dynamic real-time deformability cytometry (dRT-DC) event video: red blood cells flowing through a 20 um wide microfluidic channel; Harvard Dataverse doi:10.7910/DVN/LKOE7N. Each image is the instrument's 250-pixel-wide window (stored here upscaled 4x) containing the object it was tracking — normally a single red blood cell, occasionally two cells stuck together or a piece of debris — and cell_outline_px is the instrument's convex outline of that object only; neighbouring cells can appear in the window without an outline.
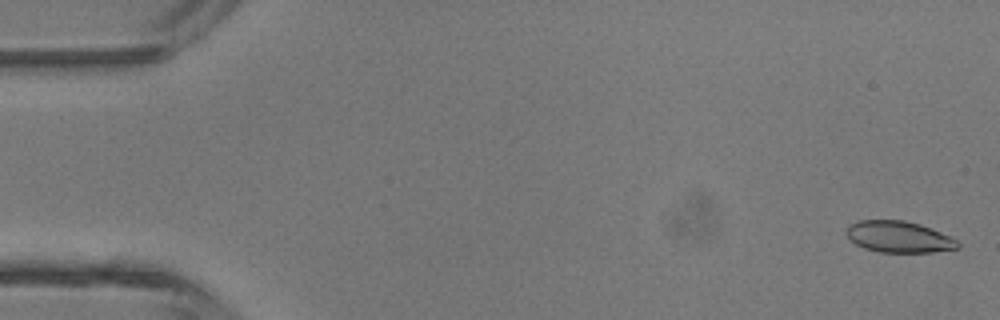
{"species": "common noctule bat (a hibernating species)", "species_latin": "Nyctalus noctula", "temperature_condition": "room temperature", "stored_images_in_passage": 45, "camera_frame_rate_fps": 3000, "um_per_image_px": 0.085, "animal": {"sex": "male", "body_mass_g": 13.3}, "frame": {"image": 1, "passage_image": 1, "time_ms": 0.0, "image_size_px": [1000, 320], "cell_outline_px": [[960, 248], [932, 252], [880, 252], [864, 248], [856, 244], [844, 232], [848, 224], [860, 220], [904, 220], [920, 224], [940, 232], [956, 240], [960, 244]], "centroid_in_image_um": [76.37, 20.13], "position_along_channel_um": 8.6, "area_um2": 20.35}}
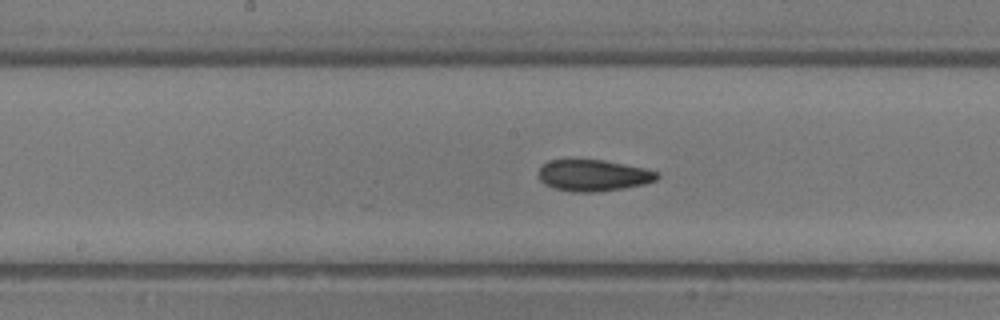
{"frame": {"image": 2, "passage_image": 23, "time_ms": 7.333, "image_size_px": [1000, 320], "cell_outline_px": [[660, 176], [656, 180], [644, 184], [624, 188], [592, 192], [572, 192], [552, 188], [544, 184], [540, 180], [540, 168], [548, 160], [604, 160], [644, 168], [656, 172]], "centroid_in_image_um": [50.42, 14.92], "position_along_channel_um": 197.8, "area_um2": 21.56}}
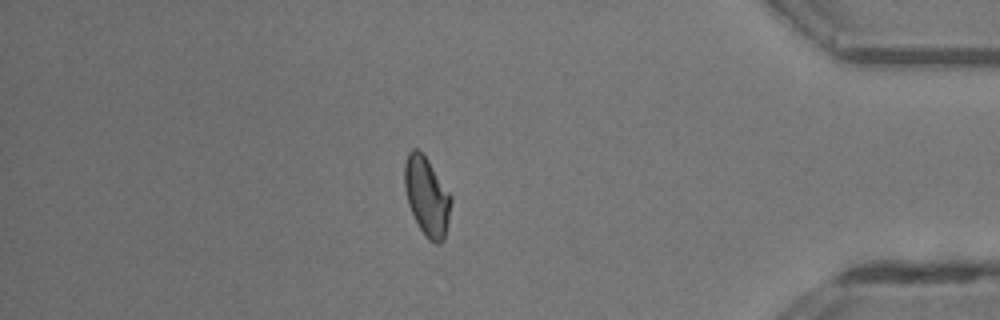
{"frame": {"image": 3, "passage_image": 39, "time_ms": 12.667, "image_size_px": [1000, 320], "cell_outline_px": [[452, 200], [444, 240], [440, 244], [436, 244], [428, 240], [424, 236], [408, 204], [404, 188], [404, 164], [408, 152], [412, 148], [416, 148], [428, 160], [452, 196]], "centroid_in_image_um": [36.27, 16.7], "position_along_channel_um": 398.9, "area_um2": 21.33}, "authors_computed_cell_mechanics": {"area_um2": 21.4438, "velocity_mm_per_s": 4.5169, "shape_relaxation_time_tau1_ms": 4.1451, "shape_relaxation_time_tau2_ms": 2.9741, "deformation_change_tau1": 0.1366, "deformation_change_tau2": 0.0753}}